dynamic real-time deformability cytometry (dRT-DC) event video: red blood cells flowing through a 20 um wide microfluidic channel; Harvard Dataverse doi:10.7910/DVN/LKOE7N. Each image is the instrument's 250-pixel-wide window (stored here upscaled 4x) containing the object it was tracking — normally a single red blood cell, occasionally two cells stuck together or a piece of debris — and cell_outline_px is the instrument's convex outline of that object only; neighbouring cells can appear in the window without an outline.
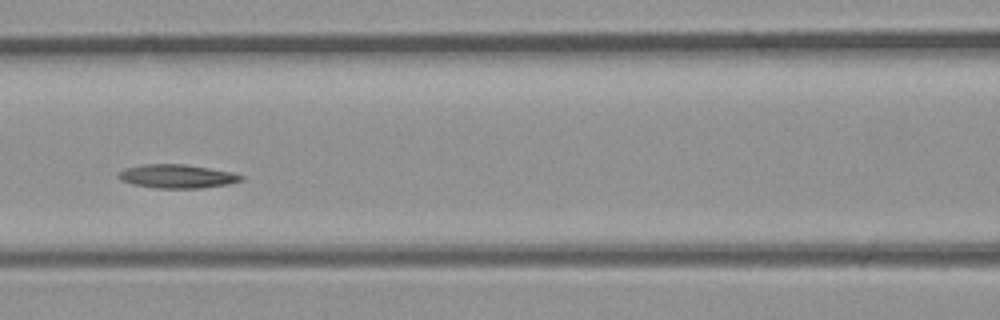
{"species": "common noctule bat (a hibernating species)", "species_latin": "Nyctalus noctula", "temperature_condition": "room temperature", "stored_images_in_passage": 36, "camera_frame_rate_fps": 3000, "um_per_image_px": 0.085, "animal": {"sex": "male", "body_mass_g": 23.1, "forearm_length_mm": 52.7}, "frame": {"image": 1, "passage_image": 16, "time_ms": 5.0, "image_size_px": [1000, 320], "cell_outline_px": [[244, 180], [228, 184], [200, 188], [156, 188], [132, 184], [120, 180], [116, 176], [124, 168], [144, 164], [184, 164], [232, 172], [244, 176]], "centroid_in_image_um": [15.03, 14.98], "position_along_channel_um": 151.6, "area_um2": 16.94}}
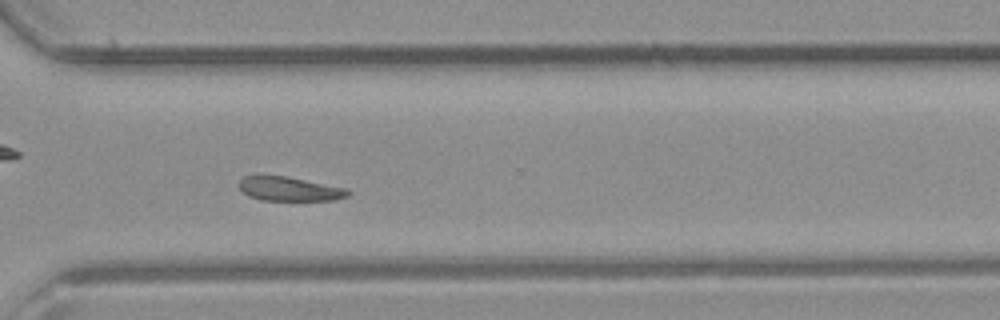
{"frame": {"image": 2, "passage_image": 26, "time_ms": 8.333, "image_size_px": [1000, 320], "cell_outline_px": [[352, 192], [348, 196], [336, 200], [260, 200], [248, 196], [240, 188], [240, 180], [244, 176], [284, 176], [348, 188]], "centroid_in_image_um": [24.66, 16.07], "position_along_channel_um": 345.9, "area_um2": 15.2}}